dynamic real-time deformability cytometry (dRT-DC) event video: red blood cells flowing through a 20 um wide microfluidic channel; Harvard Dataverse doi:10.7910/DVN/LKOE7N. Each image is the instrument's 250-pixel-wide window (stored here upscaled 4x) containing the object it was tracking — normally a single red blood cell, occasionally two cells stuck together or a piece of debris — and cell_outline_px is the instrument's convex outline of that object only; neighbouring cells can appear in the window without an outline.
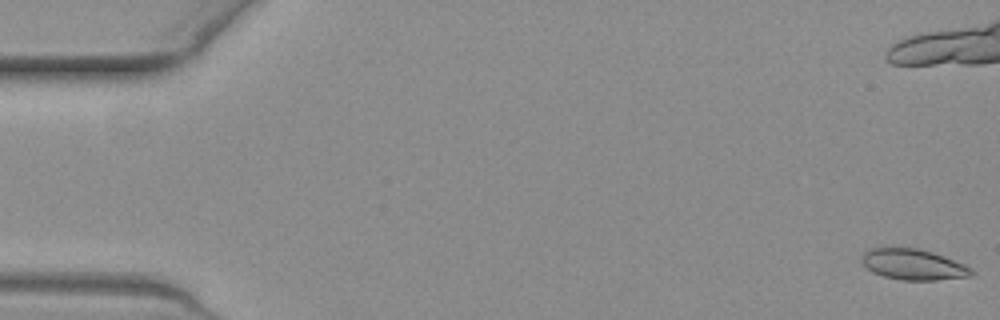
{"species": "common noctule bat (a hibernating species)", "species_latin": "Nyctalus noctula", "temperature_condition": "warm", "stored_images_in_passage": 6, "camera_frame_rate_fps": 3000, "um_per_image_px": 0.085, "animal": {"sex": "female", "body_mass_g": 19.3, "forearm_length_mm": 54.1}, "frame": {"image": 1, "passage_image": 1, "time_ms": 0.0, "image_size_px": [1000, 320], "cell_outline_px": [[976, 272], [972, 276], [936, 280], [900, 280], [884, 276], [872, 272], [860, 260], [860, 256], [868, 248], [920, 248], [944, 256], [964, 264], [972, 268]], "centroid_in_image_um": [77.64, 22.48], "position_along_channel_um": 7.4, "area_um2": 19.83}}